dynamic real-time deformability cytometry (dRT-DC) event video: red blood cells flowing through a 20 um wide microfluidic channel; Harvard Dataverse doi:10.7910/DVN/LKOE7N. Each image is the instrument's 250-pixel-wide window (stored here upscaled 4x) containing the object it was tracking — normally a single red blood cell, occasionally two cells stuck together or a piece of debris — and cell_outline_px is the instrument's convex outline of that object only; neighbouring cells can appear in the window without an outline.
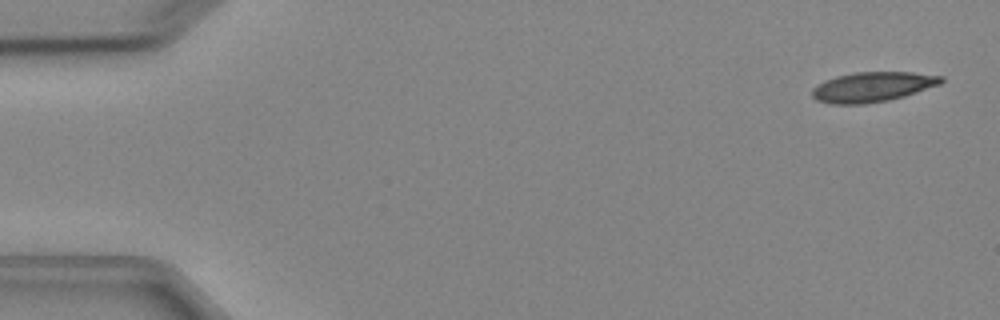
{"species": "Egyptian fruit bat (a non-hibernating species)", "species_latin": "Rousettus aegyptiacus", "temperature_condition": "cold", "stored_images_in_passage": 4, "camera_frame_rate_fps": 3000, "um_per_image_px": 0.085, "animal": {"sex": "female"}, "frame": {"image": 1, "passage_image": 1, "time_ms": 0.0, "image_size_px": [1000, 320], "cell_outline_px": [[944, 80], [940, 84], [904, 96], [888, 100], [864, 104], [828, 104], [816, 100], [812, 96], [812, 88], [816, 84], [824, 80], [836, 76], [856, 72], [912, 72], [944, 76]], "centroid_in_image_um": [74.13, 7.38], "position_along_channel_um": 10.9, "area_um2": 22.6}}
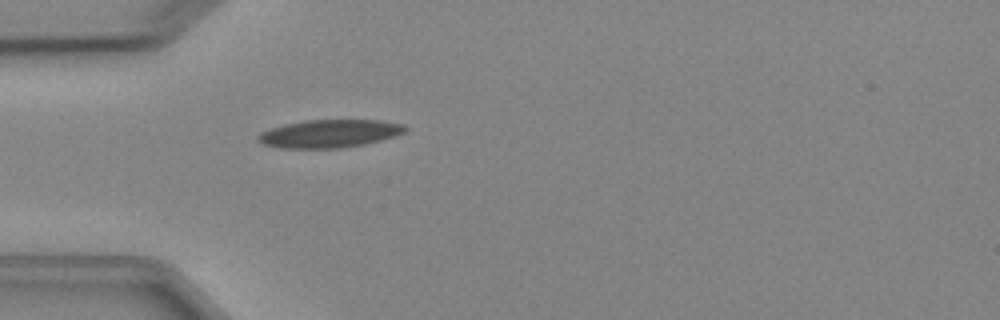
{"frame": {"image": 2, "passage_image": 4, "time_ms": 4.333, "image_size_px": [1000, 320], "cell_outline_px": [[408, 128], [404, 132], [396, 136], [364, 144], [340, 148], [280, 148], [264, 144], [256, 140], [256, 136], [260, 132], [284, 124], [304, 120], [380, 120], [404, 124]], "centroid_in_image_um": [28.0, 11.35], "position_along_channel_um": 57.0, "area_um2": 24.04}}